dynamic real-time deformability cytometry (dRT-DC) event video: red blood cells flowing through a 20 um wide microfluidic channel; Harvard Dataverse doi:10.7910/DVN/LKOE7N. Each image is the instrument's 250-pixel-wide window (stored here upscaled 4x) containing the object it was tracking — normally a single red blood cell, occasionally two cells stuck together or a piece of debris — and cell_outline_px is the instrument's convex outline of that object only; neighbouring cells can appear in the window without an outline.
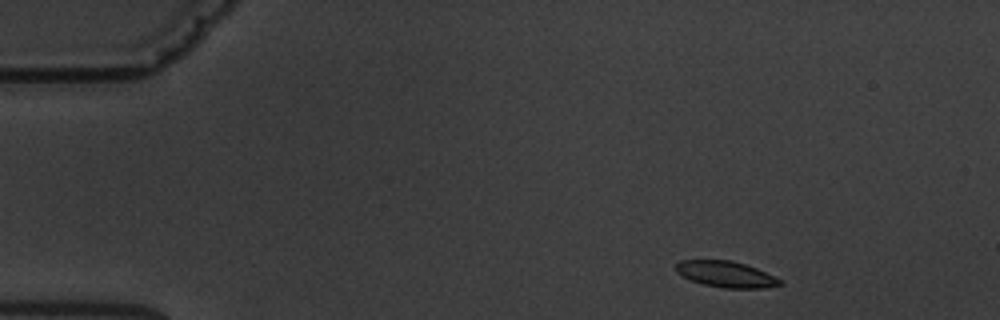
{"species": "common noctule bat (a hibernating species)", "species_latin": "Nyctalus noctula", "temperature_condition": "warm", "stored_images_in_passage": 9, "camera_frame_rate_fps": 3000, "um_per_image_px": 0.085, "animal": {"sex": "male", "body_mass_g": 19.5, "forearm_length_mm": 54.6}, "frame": {"image": 1, "passage_image": 1, "time_ms": 0.0, "image_size_px": [1000, 320], "cell_outline_px": [[784, 284], [764, 288], [724, 288], [704, 284], [692, 280], [676, 272], [676, 264], [680, 260], [732, 260], [756, 268], [784, 280]], "centroid_in_image_um": [61.76, 23.31], "position_along_channel_um": 23.2, "area_um2": 15.78}}
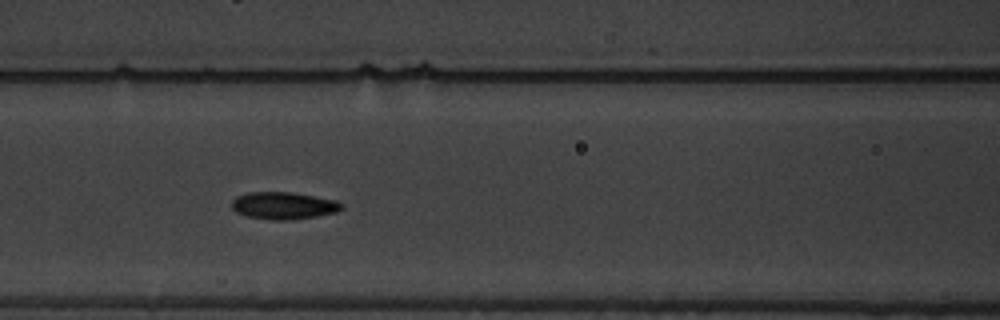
{"frame": {"image": 2, "passage_image": 6, "time_ms": 5.667, "image_size_px": [1000, 320], "cell_outline_px": [[344, 208], [336, 212], [316, 216], [288, 220], [272, 220], [244, 216], [236, 212], [232, 208], [232, 200], [236, 196], [248, 192], [292, 192], [336, 200], [344, 204]], "centroid_in_image_um": [24.09, 17.47], "position_along_channel_um": 142.5, "area_um2": 17.57}}
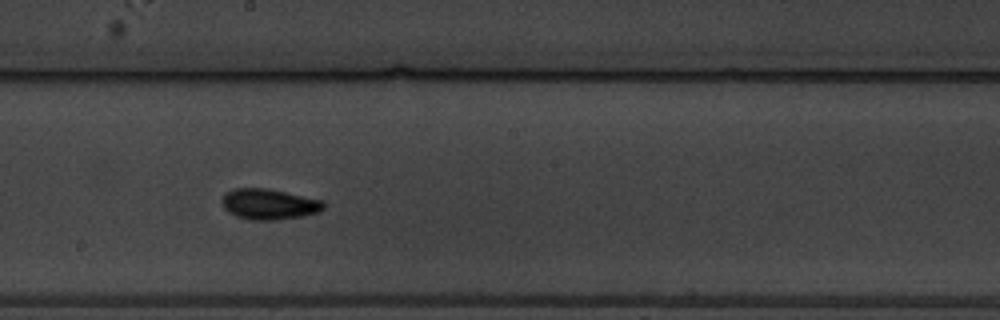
{"frame": {"image": 3, "passage_image": 8, "time_ms": 8.0, "image_size_px": [1000, 320], "cell_outline_px": [[324, 208], [320, 212], [304, 216], [276, 220], [252, 220], [236, 216], [228, 212], [224, 208], [220, 200], [224, 192], [236, 188], [268, 188], [324, 200]], "centroid_in_image_um": [22.86, 17.35], "position_along_channel_um": 225.3, "area_um2": 18.5}}